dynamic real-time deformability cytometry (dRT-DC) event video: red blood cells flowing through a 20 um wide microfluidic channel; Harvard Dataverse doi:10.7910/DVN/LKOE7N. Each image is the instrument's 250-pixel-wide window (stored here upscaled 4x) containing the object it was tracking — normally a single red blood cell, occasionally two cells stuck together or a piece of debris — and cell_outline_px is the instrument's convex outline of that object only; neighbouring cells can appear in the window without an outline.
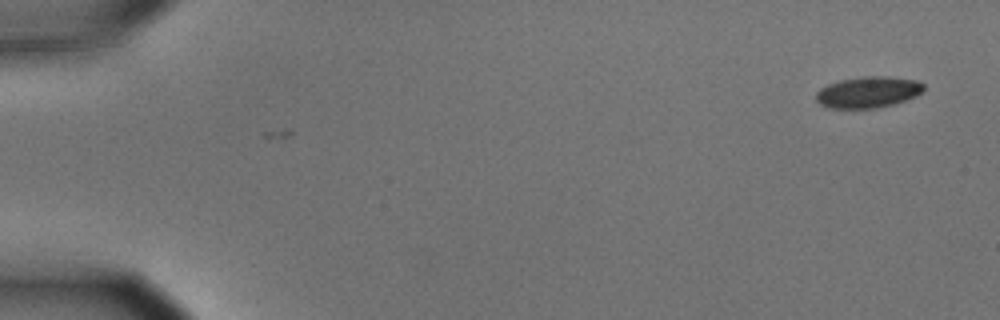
{"species": "common noctule bat (a hibernating species)", "species_latin": "Nyctalus noctula", "temperature_condition": "cold", "stored_images_in_passage": 4, "camera_frame_rate_fps": 3000, "um_per_image_px": 0.085, "animal": {"sex": "male", "body_mass_g": 15.6}, "frame": {"image": 1, "passage_image": 1, "time_ms": 0.0, "image_size_px": [1000, 320], "cell_outline_px": [[924, 88], [916, 96], [892, 104], [876, 108], [828, 108], [820, 104], [816, 100], [816, 92], [820, 88], [828, 84], [840, 80], [864, 76], [888, 76], [916, 80], [924, 84]], "centroid_in_image_um": [73.76, 7.83], "position_along_channel_um": 11.2, "area_um2": 19.54}}